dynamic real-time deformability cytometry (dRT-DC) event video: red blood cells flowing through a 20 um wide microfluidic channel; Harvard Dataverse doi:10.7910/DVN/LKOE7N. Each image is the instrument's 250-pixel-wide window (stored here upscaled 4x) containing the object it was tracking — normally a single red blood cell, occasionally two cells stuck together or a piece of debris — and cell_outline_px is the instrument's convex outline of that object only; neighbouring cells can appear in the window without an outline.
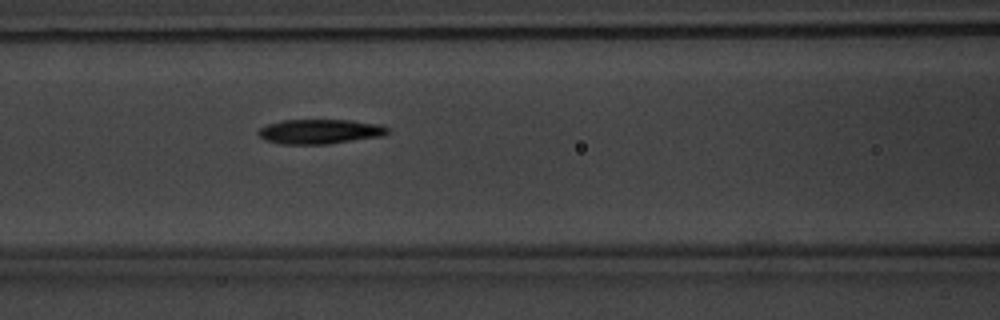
{"species": "common noctule bat (a hibernating species)", "species_latin": "Nyctalus noctula", "temperature_condition": "warm", "stored_images_in_passage": 6, "camera_frame_rate_fps": 3000, "um_per_image_px": 0.085, "animal": {"sex": "male", "body_mass_g": 20.1, "forearm_length_mm": 53.5}, "frame": {"image": 1, "passage_image": 6, "time_ms": 6.667, "image_size_px": [1000, 320], "cell_outline_px": [[392, 132], [384, 136], [328, 144], [284, 144], [264, 140], [256, 132], [260, 128], [268, 124], [284, 120], [352, 120], [380, 124], [392, 128]], "centroid_in_image_um": [27.28, 11.18], "position_along_channel_um": 139.3, "area_um2": 18.84}}